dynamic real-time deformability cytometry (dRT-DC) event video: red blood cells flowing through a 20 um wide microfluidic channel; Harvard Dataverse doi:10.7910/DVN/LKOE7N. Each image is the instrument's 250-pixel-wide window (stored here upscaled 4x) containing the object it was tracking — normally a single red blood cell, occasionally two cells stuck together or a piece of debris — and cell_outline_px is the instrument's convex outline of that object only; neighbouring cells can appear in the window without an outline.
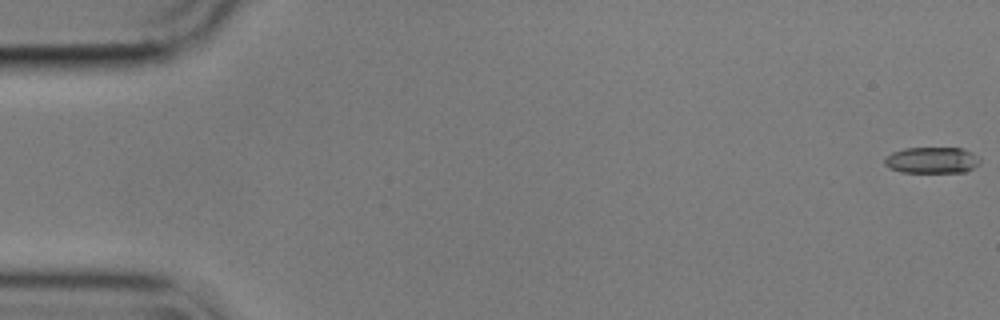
{"species": "common noctule bat (a hibernating species)", "species_latin": "Nyctalus noctula", "temperature_condition": "cold", "stored_images_in_passage": 56, "camera_frame_rate_fps": 3000, "um_per_image_px": 0.085, "animal": {"sex": "male", "body_mass_g": 17.9}, "frame": {"image": 1, "passage_image": 1, "time_ms": 0.0, "image_size_px": [1000, 320], "cell_outline_px": [[980, 164], [964, 172], [900, 172], [888, 168], [884, 164], [884, 160], [892, 152], [904, 148], [960, 148], [972, 152], [980, 156]], "centroid_in_image_um": [79.22, 13.62], "position_along_channel_um": 5.8, "area_um2": 14.68}}
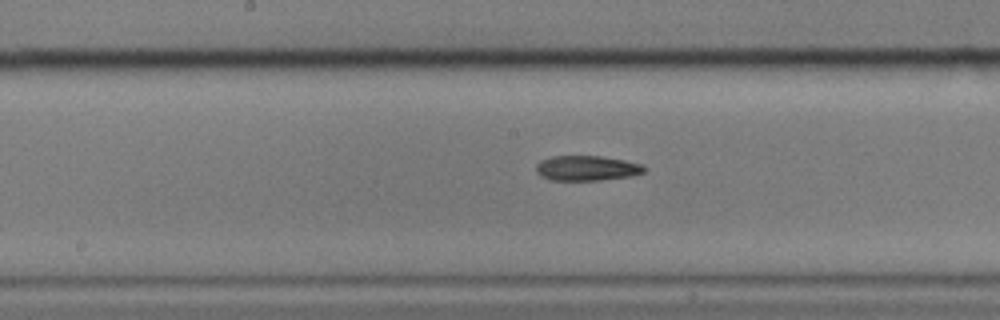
{"frame": {"image": 2, "passage_image": 29, "time_ms": 9.333, "image_size_px": [1000, 320], "cell_outline_px": [[644, 172], [632, 176], [600, 180], [548, 180], [540, 176], [536, 172], [536, 164], [540, 160], [552, 156], [600, 156], [624, 160], [644, 164]], "centroid_in_image_um": [49.85, 14.29], "position_along_channel_um": 198.4, "area_um2": 15.9}}
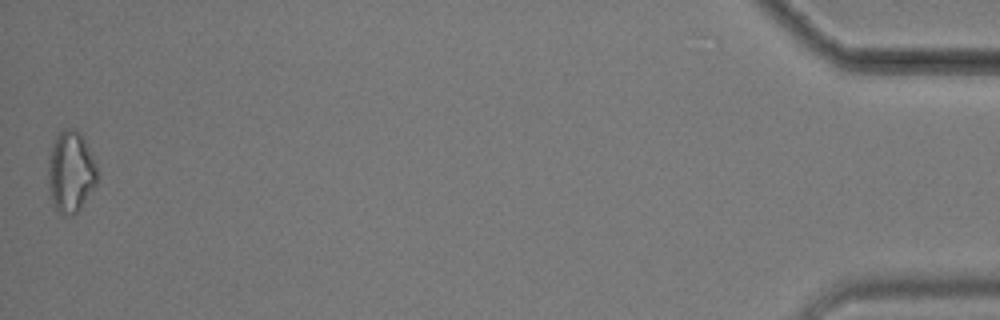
{"frame": {"image": 3, "passage_image": 56, "time_ms": 18.333, "image_size_px": [1000, 320], "cell_outline_px": [[96, 184], [80, 208], [72, 216], [64, 216], [56, 208], [52, 200], [48, 188], [48, 156], [52, 144], [56, 136], [64, 128], [76, 128], [80, 132], [88, 148], [96, 168]], "centroid_in_image_um": [5.97, 14.59], "position_along_channel_um": 429.2, "area_um2": 23.06}, "authors_computed_cell_mechanics": {"area_um2": 16.0684, "velocity_mm_per_s": 3.5934, "shape_relaxation_time_tau1_ms": 9.9194, "shape_relaxation_time_tau2_ms": null, "deformation_change_tau1": 0.2451, "deformation_change_tau2": null}}